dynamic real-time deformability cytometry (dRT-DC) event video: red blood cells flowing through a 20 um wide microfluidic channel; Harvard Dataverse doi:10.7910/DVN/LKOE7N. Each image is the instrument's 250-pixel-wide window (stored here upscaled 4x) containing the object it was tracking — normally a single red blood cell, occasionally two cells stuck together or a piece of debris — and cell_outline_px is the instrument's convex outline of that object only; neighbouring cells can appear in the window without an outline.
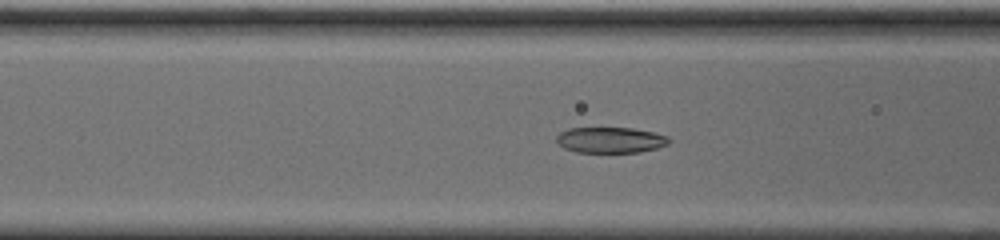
{"species": "common noctule bat (a hibernating species)", "species_latin": "Nyctalus noctula", "temperature_condition": "cold", "stored_images_in_passage": 38, "camera_frame_rate_fps": 3000, "um_per_image_px": 0.085, "animal": {"sex": "male", "body_mass_g": 20.0, "forearm_length_mm": 53.3}, "frame": {"image": 1, "passage_image": 4, "time_ms": 1.0, "image_size_px": [1000, 240], "cell_outline_px": [[672, 140], [668, 144], [656, 148], [640, 152], [576, 152], [564, 148], [556, 140], [556, 136], [560, 132], [568, 128], [632, 128], [652, 132], [668, 136]], "centroid_in_image_um": [51.89, 11.9], "position_along_channel_um": 114.7, "area_um2": 16.88}}
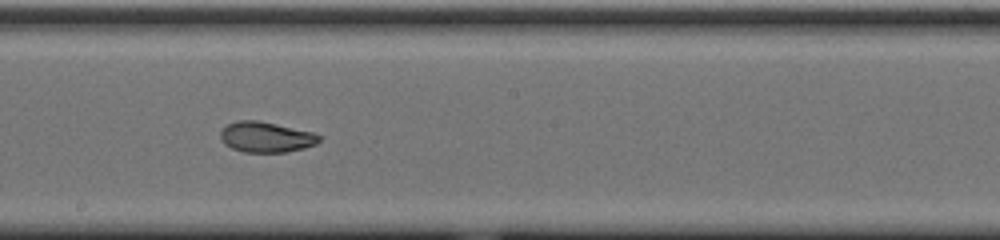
{"frame": {"image": 2, "passage_image": 13, "time_ms": 4.0, "image_size_px": [1000, 240], "cell_outline_px": [[320, 140], [316, 144], [304, 148], [288, 152], [244, 152], [232, 148], [224, 144], [220, 136], [220, 132], [228, 124], [240, 120], [256, 120], [276, 124], [312, 132], [320, 136]], "centroid_in_image_um": [22.61, 11.66], "position_along_channel_um": 225.6, "area_um2": 17.4}}
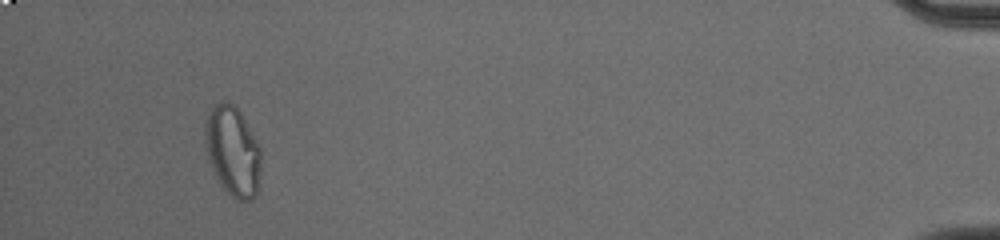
{"frame": {"image": 3, "passage_image": 35, "time_ms": 11.333, "image_size_px": [1000, 240], "cell_outline_px": [[260, 188], [256, 196], [252, 200], [236, 200], [220, 184], [212, 168], [208, 156], [204, 136], [204, 124], [208, 108], [212, 104], [220, 100], [228, 100], [240, 112], [260, 148]], "centroid_in_image_um": [19.77, 12.82], "position_along_channel_um": 415.4, "area_um2": 29.59}}